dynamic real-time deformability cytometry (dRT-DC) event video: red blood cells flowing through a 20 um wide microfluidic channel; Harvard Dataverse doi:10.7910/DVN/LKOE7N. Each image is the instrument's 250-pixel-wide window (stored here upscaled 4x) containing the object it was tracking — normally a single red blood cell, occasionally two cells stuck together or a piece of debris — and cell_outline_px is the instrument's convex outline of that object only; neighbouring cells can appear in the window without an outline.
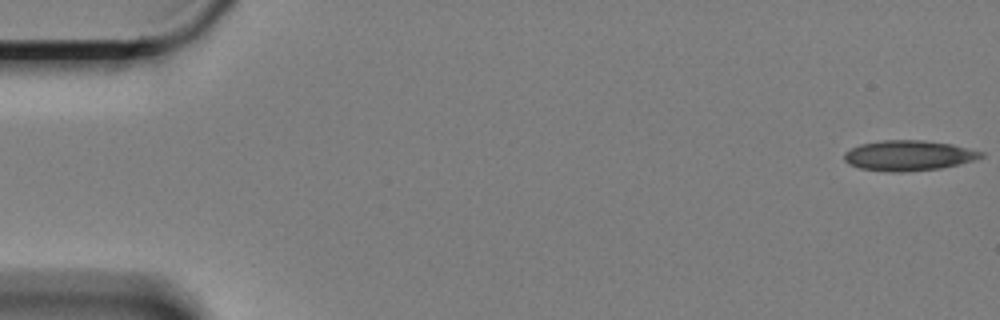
{"species": "Egyptian fruit bat (a non-hibernating species)", "species_latin": "Rousettus aegyptiacus", "temperature_condition": "cold", "stored_images_in_passage": 59, "camera_frame_rate_fps": 3000, "um_per_image_px": 0.085, "animal": {"sex": "female"}, "frame": {"image": 1, "passage_image": 1, "time_ms": 0.0, "image_size_px": [1000, 320], "cell_outline_px": [[984, 156], [960, 164], [940, 168], [900, 172], [892, 172], [860, 168], [848, 164], [844, 160], [844, 152], [860, 144], [884, 140], [920, 140], [952, 144], [984, 152]], "centroid_in_image_um": [77.21, 13.22], "position_along_channel_um": 7.8, "area_um2": 23.99}}
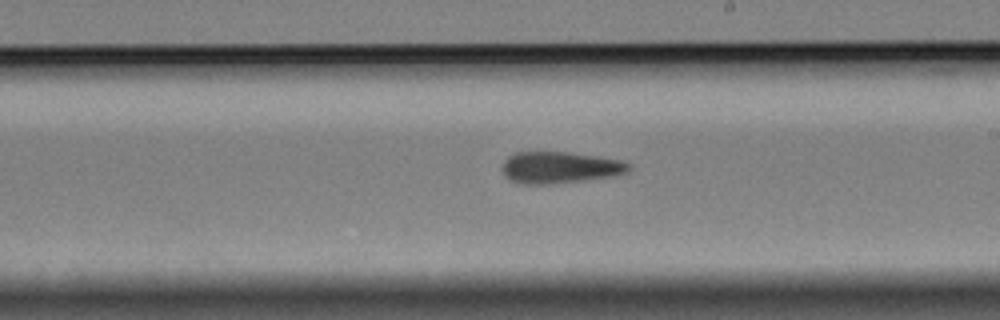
{"frame": {"image": 2, "passage_image": 34, "time_ms": 11.0, "image_size_px": [1000, 320], "cell_outline_px": [[628, 172], [616, 176], [552, 184], [520, 184], [508, 180], [504, 176], [500, 168], [504, 160], [508, 156], [516, 152], [568, 152], [596, 156], [620, 160], [628, 164]], "centroid_in_image_um": [47.51, 14.25], "position_along_channel_um": 241.5, "area_um2": 23.52}}
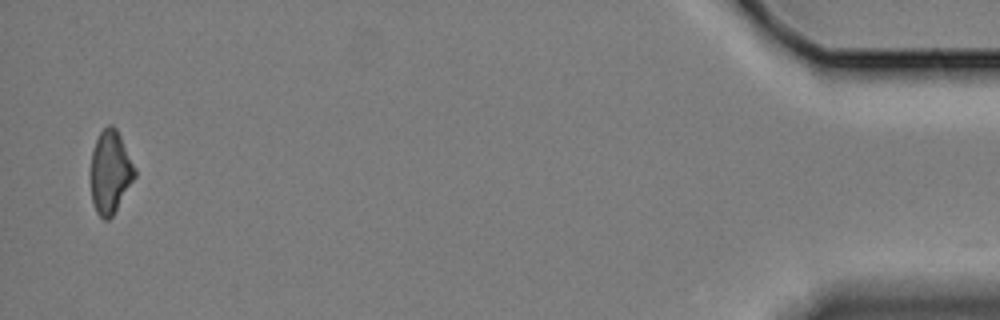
{"frame": {"image": 3, "passage_image": 58, "time_ms": 19.0, "image_size_px": [1000, 320], "cell_outline_px": [[136, 176], [112, 216], [108, 220], [104, 220], [96, 212], [92, 200], [88, 172], [92, 152], [96, 140], [100, 132], [108, 124], [112, 124], [116, 128], [136, 168]], "centroid_in_image_um": [9.34, 14.62], "position_along_channel_um": 425.9, "area_um2": 21.62}}